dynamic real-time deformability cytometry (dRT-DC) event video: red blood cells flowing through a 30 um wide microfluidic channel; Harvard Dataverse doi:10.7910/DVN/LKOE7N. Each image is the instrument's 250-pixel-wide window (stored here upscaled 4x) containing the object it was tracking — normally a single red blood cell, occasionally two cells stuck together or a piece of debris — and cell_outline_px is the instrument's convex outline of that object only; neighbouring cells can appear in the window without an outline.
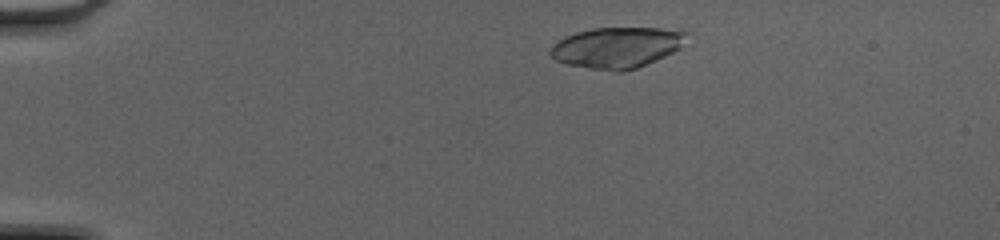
{"species": "common noctule bat (a hibernating species)", "species_latin": "Nyctalus noctula", "temperature_condition": "cold", "stored_images_in_passage": 43, "camera_frame_rate_fps": 3000, "um_per_image_px": 0.085, "animal": {"sex": "female", "body_mass_g": 20.0, "forearm_length_mm": 54.0}, "frame": {"image": 1, "passage_image": 4, "time_ms": 1.0, "image_size_px": [1000, 240], "cell_outline_px": [[688, 32], [680, 48], [656, 60], [636, 68], [624, 72], [612, 72], [588, 68], [568, 64], [556, 60], [548, 52], [552, 44], [564, 36], [576, 32], [592, 28], [660, 28]], "centroid_in_image_um": [52.39, 4.04], "position_along_channel_um": 32.6, "area_um2": 32.43}}